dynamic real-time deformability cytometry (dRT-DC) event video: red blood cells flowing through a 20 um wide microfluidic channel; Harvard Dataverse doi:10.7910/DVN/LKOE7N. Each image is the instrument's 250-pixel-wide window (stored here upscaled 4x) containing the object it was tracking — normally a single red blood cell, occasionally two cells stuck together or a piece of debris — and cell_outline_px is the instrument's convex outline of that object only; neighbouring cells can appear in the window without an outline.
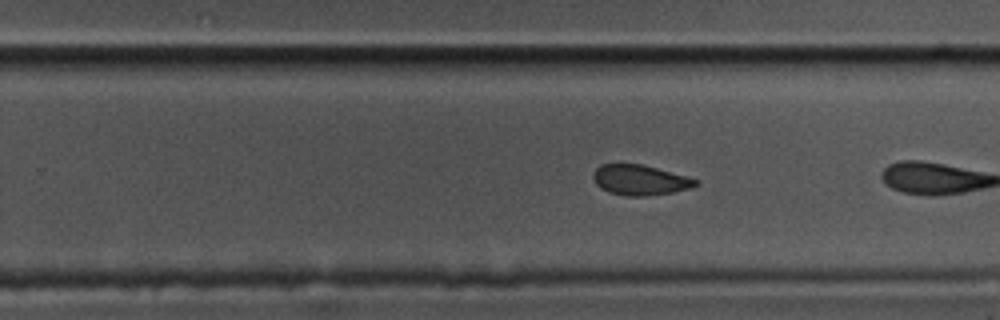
{"species": "common noctule bat (a hibernating species)", "species_latin": "Nyctalus noctula", "temperature_condition": "cold", "stored_images_in_passage": 23, "camera_frame_rate_fps": 3000, "um_per_image_px": 0.085, "animal": {"sex": "male", "body_mass_g": 17.5, "forearm_length_mm": 52.3}, "frame": {"image": 1, "passage_image": 17, "time_ms": 5.333, "image_size_px": [1000, 320], "cell_outline_px": [[700, 184], [692, 188], [672, 192], [648, 196], [624, 196], [608, 192], [600, 188], [596, 184], [592, 176], [596, 168], [600, 164], [640, 164], [688, 176], [700, 180]], "centroid_in_image_um": [54.42, 15.31], "position_along_channel_um": 275.4, "area_um2": 18.26}}